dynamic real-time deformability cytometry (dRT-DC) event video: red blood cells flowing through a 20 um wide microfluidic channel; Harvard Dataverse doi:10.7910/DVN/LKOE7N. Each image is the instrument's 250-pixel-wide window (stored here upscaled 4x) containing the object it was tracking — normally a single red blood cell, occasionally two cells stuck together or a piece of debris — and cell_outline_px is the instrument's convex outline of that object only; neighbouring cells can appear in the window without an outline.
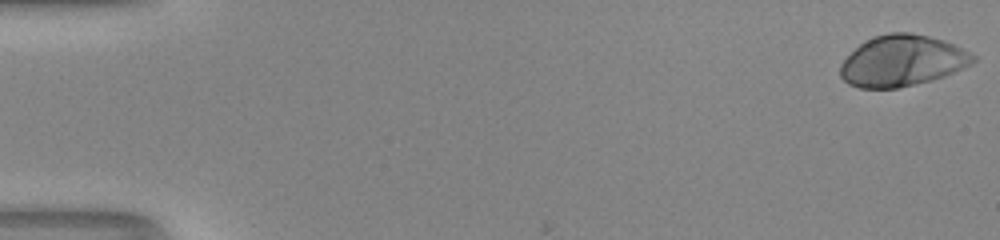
{"species": "human", "species_latin": "Homo sapiens", "temperature_condition": "room temperature", "stored_images_in_passage": 7, "camera_frame_rate_fps": 3000, "um_per_image_px": 0.085, "donor": {"sex": "male"}, "frame": {"image": 1, "passage_image": 1, "time_ms": 0.0, "image_size_px": [1000, 240], "cell_outline_px": [[976, 60], [972, 64], [964, 68], [944, 76], [932, 80], [896, 88], [860, 88], [848, 84], [840, 76], [840, 64], [860, 44], [876, 36], [888, 32], [908, 32], [928, 36], [944, 40], [976, 56]], "centroid_in_image_um": [76.69, 5.17], "position_along_channel_um": 8.3, "area_um2": 39.19}}